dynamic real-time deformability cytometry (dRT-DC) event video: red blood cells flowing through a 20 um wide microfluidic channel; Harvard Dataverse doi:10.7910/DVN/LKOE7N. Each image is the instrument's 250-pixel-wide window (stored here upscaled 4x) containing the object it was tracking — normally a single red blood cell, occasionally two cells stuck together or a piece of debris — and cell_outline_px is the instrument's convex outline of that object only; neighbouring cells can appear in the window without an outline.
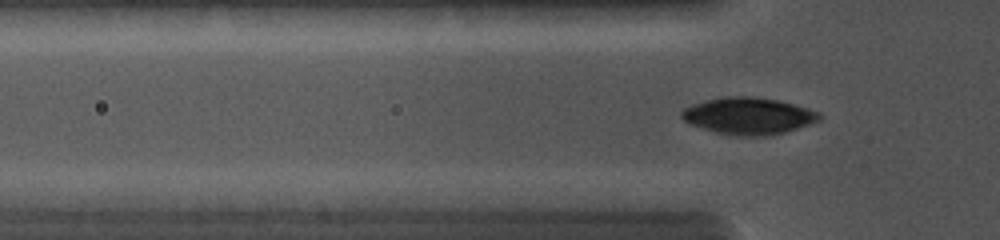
{"species": "common noctule bat (a hibernating species)", "species_latin": "Nyctalus noctula", "temperature_condition": "cold", "stored_images_in_passage": 38, "camera_frame_rate_fps": 5000, "um_per_image_px": 0.085, "animal": {"sex": "female", "body_mass_g": 19.0, "forearm_length_mm": 56.7}, "frame": {"image": 1, "passage_image": 8, "time_ms": 1.8, "image_size_px": [1000, 240], "cell_outline_px": [[824, 116], [820, 120], [784, 132], [764, 136], [736, 136], [716, 132], [688, 124], [680, 116], [680, 112], [684, 108], [692, 104], [708, 100], [728, 96], [748, 96], [776, 100], [808, 108], [820, 112]], "centroid_in_image_um": [63.6, 9.86], "position_along_channel_um": 62.2, "area_um2": 29.42}}
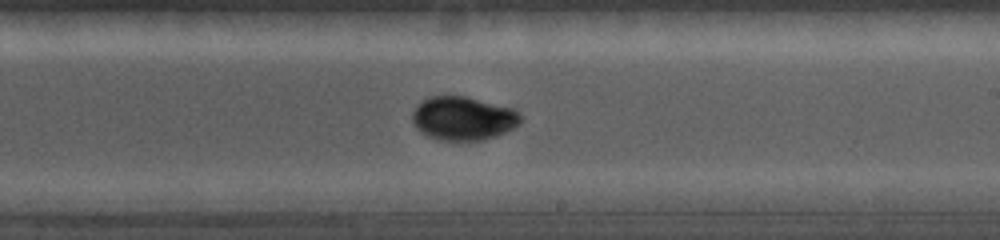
{"frame": {"image": 2, "passage_image": 21, "time_ms": 6.0, "image_size_px": [1000, 240], "cell_outline_px": [[520, 124], [496, 136], [480, 140], [440, 140], [428, 136], [420, 132], [412, 124], [412, 112], [416, 104], [420, 100], [428, 96], [464, 96], [512, 108], [520, 116]], "centroid_in_image_um": [39.29, 10.05], "position_along_channel_um": 249.7, "area_um2": 27.51}}
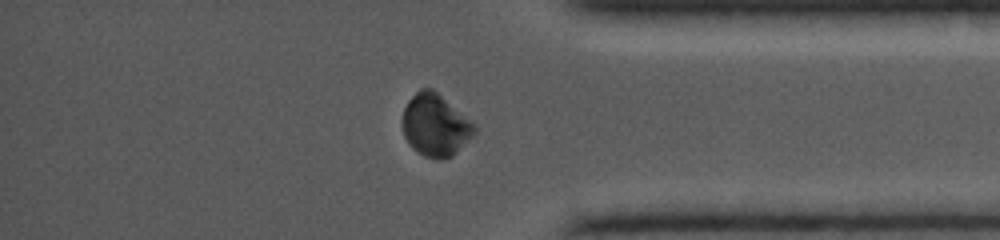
{"frame": {"image": 3, "passage_image": 32, "time_ms": 9.4, "image_size_px": [1000, 240], "cell_outline_px": [[476, 132], [452, 156], [440, 160], [436, 160], [424, 156], [416, 152], [408, 144], [404, 136], [404, 108], [408, 100], [420, 88], [432, 88], [476, 124]], "centroid_in_image_um": [37.01, 10.65], "position_along_channel_um": 398.2, "area_um2": 26.01}}